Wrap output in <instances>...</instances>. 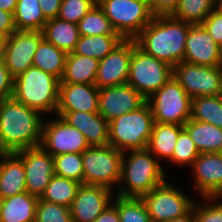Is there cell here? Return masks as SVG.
<instances>
[{"label":"cell","mask_w":222,"mask_h":222,"mask_svg":"<svg viewBox=\"0 0 222 222\" xmlns=\"http://www.w3.org/2000/svg\"><path fill=\"white\" fill-rule=\"evenodd\" d=\"M215 6L216 0H180L171 16L191 25L202 24Z\"/></svg>","instance_id":"cell-33"},{"label":"cell","mask_w":222,"mask_h":222,"mask_svg":"<svg viewBox=\"0 0 222 222\" xmlns=\"http://www.w3.org/2000/svg\"><path fill=\"white\" fill-rule=\"evenodd\" d=\"M190 119L213 124L222 129V99L220 95L192 98Z\"/></svg>","instance_id":"cell-31"},{"label":"cell","mask_w":222,"mask_h":222,"mask_svg":"<svg viewBox=\"0 0 222 222\" xmlns=\"http://www.w3.org/2000/svg\"><path fill=\"white\" fill-rule=\"evenodd\" d=\"M195 173V188L203 197H218L222 193V153H200L191 166Z\"/></svg>","instance_id":"cell-19"},{"label":"cell","mask_w":222,"mask_h":222,"mask_svg":"<svg viewBox=\"0 0 222 222\" xmlns=\"http://www.w3.org/2000/svg\"><path fill=\"white\" fill-rule=\"evenodd\" d=\"M124 39L120 35L80 36L73 53L97 60L104 59Z\"/></svg>","instance_id":"cell-29"},{"label":"cell","mask_w":222,"mask_h":222,"mask_svg":"<svg viewBox=\"0 0 222 222\" xmlns=\"http://www.w3.org/2000/svg\"><path fill=\"white\" fill-rule=\"evenodd\" d=\"M14 153L23 162L27 192L40 198L55 175L53 156L41 146L22 149Z\"/></svg>","instance_id":"cell-13"},{"label":"cell","mask_w":222,"mask_h":222,"mask_svg":"<svg viewBox=\"0 0 222 222\" xmlns=\"http://www.w3.org/2000/svg\"><path fill=\"white\" fill-rule=\"evenodd\" d=\"M145 102L146 99L129 84L105 87L99 89L98 113L110 122L137 110Z\"/></svg>","instance_id":"cell-15"},{"label":"cell","mask_w":222,"mask_h":222,"mask_svg":"<svg viewBox=\"0 0 222 222\" xmlns=\"http://www.w3.org/2000/svg\"><path fill=\"white\" fill-rule=\"evenodd\" d=\"M173 76L191 99L220 95L222 67L200 66L182 61L173 67Z\"/></svg>","instance_id":"cell-11"},{"label":"cell","mask_w":222,"mask_h":222,"mask_svg":"<svg viewBox=\"0 0 222 222\" xmlns=\"http://www.w3.org/2000/svg\"><path fill=\"white\" fill-rule=\"evenodd\" d=\"M141 198L146 204L151 222H168L186 215L194 204V201L166 180Z\"/></svg>","instance_id":"cell-10"},{"label":"cell","mask_w":222,"mask_h":222,"mask_svg":"<svg viewBox=\"0 0 222 222\" xmlns=\"http://www.w3.org/2000/svg\"><path fill=\"white\" fill-rule=\"evenodd\" d=\"M173 76V67L141 50L132 39V57L127 78L146 100L157 92Z\"/></svg>","instance_id":"cell-7"},{"label":"cell","mask_w":222,"mask_h":222,"mask_svg":"<svg viewBox=\"0 0 222 222\" xmlns=\"http://www.w3.org/2000/svg\"><path fill=\"white\" fill-rule=\"evenodd\" d=\"M99 88L95 84L60 83L56 111L98 112Z\"/></svg>","instance_id":"cell-20"},{"label":"cell","mask_w":222,"mask_h":222,"mask_svg":"<svg viewBox=\"0 0 222 222\" xmlns=\"http://www.w3.org/2000/svg\"><path fill=\"white\" fill-rule=\"evenodd\" d=\"M93 4L99 5L103 0H90Z\"/></svg>","instance_id":"cell-52"},{"label":"cell","mask_w":222,"mask_h":222,"mask_svg":"<svg viewBox=\"0 0 222 222\" xmlns=\"http://www.w3.org/2000/svg\"><path fill=\"white\" fill-rule=\"evenodd\" d=\"M80 36L119 35L99 5H95L78 23Z\"/></svg>","instance_id":"cell-34"},{"label":"cell","mask_w":222,"mask_h":222,"mask_svg":"<svg viewBox=\"0 0 222 222\" xmlns=\"http://www.w3.org/2000/svg\"><path fill=\"white\" fill-rule=\"evenodd\" d=\"M114 200L112 202L117 207L120 222H151L148 209L141 197L115 195Z\"/></svg>","instance_id":"cell-35"},{"label":"cell","mask_w":222,"mask_h":222,"mask_svg":"<svg viewBox=\"0 0 222 222\" xmlns=\"http://www.w3.org/2000/svg\"><path fill=\"white\" fill-rule=\"evenodd\" d=\"M195 205L193 204V212L196 222H222V203H213V205Z\"/></svg>","instance_id":"cell-40"},{"label":"cell","mask_w":222,"mask_h":222,"mask_svg":"<svg viewBox=\"0 0 222 222\" xmlns=\"http://www.w3.org/2000/svg\"><path fill=\"white\" fill-rule=\"evenodd\" d=\"M0 199L26 192L22 160L14 152H0Z\"/></svg>","instance_id":"cell-22"},{"label":"cell","mask_w":222,"mask_h":222,"mask_svg":"<svg viewBox=\"0 0 222 222\" xmlns=\"http://www.w3.org/2000/svg\"><path fill=\"white\" fill-rule=\"evenodd\" d=\"M220 51H221V55H222V44H221V46H220Z\"/></svg>","instance_id":"cell-54"},{"label":"cell","mask_w":222,"mask_h":222,"mask_svg":"<svg viewBox=\"0 0 222 222\" xmlns=\"http://www.w3.org/2000/svg\"><path fill=\"white\" fill-rule=\"evenodd\" d=\"M220 97L222 99V84H221V92H220Z\"/></svg>","instance_id":"cell-53"},{"label":"cell","mask_w":222,"mask_h":222,"mask_svg":"<svg viewBox=\"0 0 222 222\" xmlns=\"http://www.w3.org/2000/svg\"><path fill=\"white\" fill-rule=\"evenodd\" d=\"M123 152L110 144L90 146L82 152L83 184L113 189L120 185ZM117 184V185H116Z\"/></svg>","instance_id":"cell-6"},{"label":"cell","mask_w":222,"mask_h":222,"mask_svg":"<svg viewBox=\"0 0 222 222\" xmlns=\"http://www.w3.org/2000/svg\"><path fill=\"white\" fill-rule=\"evenodd\" d=\"M15 31L14 14L0 9V35L10 37Z\"/></svg>","instance_id":"cell-44"},{"label":"cell","mask_w":222,"mask_h":222,"mask_svg":"<svg viewBox=\"0 0 222 222\" xmlns=\"http://www.w3.org/2000/svg\"><path fill=\"white\" fill-rule=\"evenodd\" d=\"M60 80L34 66L14 78L13 97L40 113L55 112Z\"/></svg>","instance_id":"cell-4"},{"label":"cell","mask_w":222,"mask_h":222,"mask_svg":"<svg viewBox=\"0 0 222 222\" xmlns=\"http://www.w3.org/2000/svg\"><path fill=\"white\" fill-rule=\"evenodd\" d=\"M14 77L10 74L4 60H0V102L13 96Z\"/></svg>","instance_id":"cell-42"},{"label":"cell","mask_w":222,"mask_h":222,"mask_svg":"<svg viewBox=\"0 0 222 222\" xmlns=\"http://www.w3.org/2000/svg\"><path fill=\"white\" fill-rule=\"evenodd\" d=\"M6 40L7 37L0 35V60H4Z\"/></svg>","instance_id":"cell-49"},{"label":"cell","mask_w":222,"mask_h":222,"mask_svg":"<svg viewBox=\"0 0 222 222\" xmlns=\"http://www.w3.org/2000/svg\"><path fill=\"white\" fill-rule=\"evenodd\" d=\"M18 0H0V9L5 12L14 13Z\"/></svg>","instance_id":"cell-47"},{"label":"cell","mask_w":222,"mask_h":222,"mask_svg":"<svg viewBox=\"0 0 222 222\" xmlns=\"http://www.w3.org/2000/svg\"><path fill=\"white\" fill-rule=\"evenodd\" d=\"M35 222H72L70 208L49 203L39 198L37 201Z\"/></svg>","instance_id":"cell-37"},{"label":"cell","mask_w":222,"mask_h":222,"mask_svg":"<svg viewBox=\"0 0 222 222\" xmlns=\"http://www.w3.org/2000/svg\"><path fill=\"white\" fill-rule=\"evenodd\" d=\"M94 6L90 0H62L58 18L78 25Z\"/></svg>","instance_id":"cell-39"},{"label":"cell","mask_w":222,"mask_h":222,"mask_svg":"<svg viewBox=\"0 0 222 222\" xmlns=\"http://www.w3.org/2000/svg\"><path fill=\"white\" fill-rule=\"evenodd\" d=\"M39 1L42 13L47 20L58 17L62 0H39Z\"/></svg>","instance_id":"cell-45"},{"label":"cell","mask_w":222,"mask_h":222,"mask_svg":"<svg viewBox=\"0 0 222 222\" xmlns=\"http://www.w3.org/2000/svg\"><path fill=\"white\" fill-rule=\"evenodd\" d=\"M154 124L147 102L109 122V144L121 152L147 149Z\"/></svg>","instance_id":"cell-5"},{"label":"cell","mask_w":222,"mask_h":222,"mask_svg":"<svg viewBox=\"0 0 222 222\" xmlns=\"http://www.w3.org/2000/svg\"><path fill=\"white\" fill-rule=\"evenodd\" d=\"M13 14L17 31H42L48 21L39 0H18Z\"/></svg>","instance_id":"cell-30"},{"label":"cell","mask_w":222,"mask_h":222,"mask_svg":"<svg viewBox=\"0 0 222 222\" xmlns=\"http://www.w3.org/2000/svg\"><path fill=\"white\" fill-rule=\"evenodd\" d=\"M40 112L13 96L0 102V152L38 147L42 140Z\"/></svg>","instance_id":"cell-1"},{"label":"cell","mask_w":222,"mask_h":222,"mask_svg":"<svg viewBox=\"0 0 222 222\" xmlns=\"http://www.w3.org/2000/svg\"><path fill=\"white\" fill-rule=\"evenodd\" d=\"M56 114L82 132L90 146L109 144V122L98 112L56 111Z\"/></svg>","instance_id":"cell-21"},{"label":"cell","mask_w":222,"mask_h":222,"mask_svg":"<svg viewBox=\"0 0 222 222\" xmlns=\"http://www.w3.org/2000/svg\"><path fill=\"white\" fill-rule=\"evenodd\" d=\"M99 62L84 55L68 53L60 83L95 84Z\"/></svg>","instance_id":"cell-24"},{"label":"cell","mask_w":222,"mask_h":222,"mask_svg":"<svg viewBox=\"0 0 222 222\" xmlns=\"http://www.w3.org/2000/svg\"><path fill=\"white\" fill-rule=\"evenodd\" d=\"M132 57V39H124L104 59L100 60L95 85L105 87L127 84Z\"/></svg>","instance_id":"cell-16"},{"label":"cell","mask_w":222,"mask_h":222,"mask_svg":"<svg viewBox=\"0 0 222 222\" xmlns=\"http://www.w3.org/2000/svg\"><path fill=\"white\" fill-rule=\"evenodd\" d=\"M80 185L76 180L54 175L40 199L70 208Z\"/></svg>","instance_id":"cell-32"},{"label":"cell","mask_w":222,"mask_h":222,"mask_svg":"<svg viewBox=\"0 0 222 222\" xmlns=\"http://www.w3.org/2000/svg\"><path fill=\"white\" fill-rule=\"evenodd\" d=\"M204 29L218 46L222 44V16L214 9L202 22Z\"/></svg>","instance_id":"cell-41"},{"label":"cell","mask_w":222,"mask_h":222,"mask_svg":"<svg viewBox=\"0 0 222 222\" xmlns=\"http://www.w3.org/2000/svg\"><path fill=\"white\" fill-rule=\"evenodd\" d=\"M43 38L42 31H15L7 37L4 62L14 78L33 66V57Z\"/></svg>","instance_id":"cell-14"},{"label":"cell","mask_w":222,"mask_h":222,"mask_svg":"<svg viewBox=\"0 0 222 222\" xmlns=\"http://www.w3.org/2000/svg\"><path fill=\"white\" fill-rule=\"evenodd\" d=\"M42 32L48 42L67 54L74 51L80 38L78 25L61 20L58 17L49 19Z\"/></svg>","instance_id":"cell-26"},{"label":"cell","mask_w":222,"mask_h":222,"mask_svg":"<svg viewBox=\"0 0 222 222\" xmlns=\"http://www.w3.org/2000/svg\"><path fill=\"white\" fill-rule=\"evenodd\" d=\"M199 153L222 152V129L209 123L189 119L184 124Z\"/></svg>","instance_id":"cell-25"},{"label":"cell","mask_w":222,"mask_h":222,"mask_svg":"<svg viewBox=\"0 0 222 222\" xmlns=\"http://www.w3.org/2000/svg\"><path fill=\"white\" fill-rule=\"evenodd\" d=\"M54 173L62 178H69L83 184L82 153H64L53 156Z\"/></svg>","instance_id":"cell-36"},{"label":"cell","mask_w":222,"mask_h":222,"mask_svg":"<svg viewBox=\"0 0 222 222\" xmlns=\"http://www.w3.org/2000/svg\"><path fill=\"white\" fill-rule=\"evenodd\" d=\"M38 199L27 191L0 199V222H35Z\"/></svg>","instance_id":"cell-23"},{"label":"cell","mask_w":222,"mask_h":222,"mask_svg":"<svg viewBox=\"0 0 222 222\" xmlns=\"http://www.w3.org/2000/svg\"><path fill=\"white\" fill-rule=\"evenodd\" d=\"M67 53L43 38L33 57V66L61 80Z\"/></svg>","instance_id":"cell-28"},{"label":"cell","mask_w":222,"mask_h":222,"mask_svg":"<svg viewBox=\"0 0 222 222\" xmlns=\"http://www.w3.org/2000/svg\"><path fill=\"white\" fill-rule=\"evenodd\" d=\"M190 25L171 15L154 16L135 41L146 54L174 67L184 60Z\"/></svg>","instance_id":"cell-2"},{"label":"cell","mask_w":222,"mask_h":222,"mask_svg":"<svg viewBox=\"0 0 222 222\" xmlns=\"http://www.w3.org/2000/svg\"><path fill=\"white\" fill-rule=\"evenodd\" d=\"M215 10L222 16V0H216Z\"/></svg>","instance_id":"cell-50"},{"label":"cell","mask_w":222,"mask_h":222,"mask_svg":"<svg viewBox=\"0 0 222 222\" xmlns=\"http://www.w3.org/2000/svg\"><path fill=\"white\" fill-rule=\"evenodd\" d=\"M94 222H120L117 207L113 203L109 204Z\"/></svg>","instance_id":"cell-46"},{"label":"cell","mask_w":222,"mask_h":222,"mask_svg":"<svg viewBox=\"0 0 222 222\" xmlns=\"http://www.w3.org/2000/svg\"><path fill=\"white\" fill-rule=\"evenodd\" d=\"M180 0H147L154 16H169L176 10Z\"/></svg>","instance_id":"cell-43"},{"label":"cell","mask_w":222,"mask_h":222,"mask_svg":"<svg viewBox=\"0 0 222 222\" xmlns=\"http://www.w3.org/2000/svg\"><path fill=\"white\" fill-rule=\"evenodd\" d=\"M168 222H196V218L193 209H191L186 215L174 218Z\"/></svg>","instance_id":"cell-48"},{"label":"cell","mask_w":222,"mask_h":222,"mask_svg":"<svg viewBox=\"0 0 222 222\" xmlns=\"http://www.w3.org/2000/svg\"><path fill=\"white\" fill-rule=\"evenodd\" d=\"M182 125L154 122L147 149L159 158L172 159Z\"/></svg>","instance_id":"cell-27"},{"label":"cell","mask_w":222,"mask_h":222,"mask_svg":"<svg viewBox=\"0 0 222 222\" xmlns=\"http://www.w3.org/2000/svg\"><path fill=\"white\" fill-rule=\"evenodd\" d=\"M191 101L174 76L146 100L154 122L182 126L190 119Z\"/></svg>","instance_id":"cell-8"},{"label":"cell","mask_w":222,"mask_h":222,"mask_svg":"<svg viewBox=\"0 0 222 222\" xmlns=\"http://www.w3.org/2000/svg\"><path fill=\"white\" fill-rule=\"evenodd\" d=\"M199 151L195 146V143L191 139L189 133L183 128L175 145L171 162H175L177 164H186L192 166L194 160L198 157Z\"/></svg>","instance_id":"cell-38"},{"label":"cell","mask_w":222,"mask_h":222,"mask_svg":"<svg viewBox=\"0 0 222 222\" xmlns=\"http://www.w3.org/2000/svg\"><path fill=\"white\" fill-rule=\"evenodd\" d=\"M222 198V193L218 196V197H203L204 199H206L207 201H217L219 198Z\"/></svg>","instance_id":"cell-51"},{"label":"cell","mask_w":222,"mask_h":222,"mask_svg":"<svg viewBox=\"0 0 222 222\" xmlns=\"http://www.w3.org/2000/svg\"><path fill=\"white\" fill-rule=\"evenodd\" d=\"M99 6L123 39H135L154 18L147 0H103Z\"/></svg>","instance_id":"cell-9"},{"label":"cell","mask_w":222,"mask_h":222,"mask_svg":"<svg viewBox=\"0 0 222 222\" xmlns=\"http://www.w3.org/2000/svg\"><path fill=\"white\" fill-rule=\"evenodd\" d=\"M129 154L125 158L123 152L120 183L125 180L126 187H118V196L142 197L165 181L162 166L148 149L130 150Z\"/></svg>","instance_id":"cell-3"},{"label":"cell","mask_w":222,"mask_h":222,"mask_svg":"<svg viewBox=\"0 0 222 222\" xmlns=\"http://www.w3.org/2000/svg\"><path fill=\"white\" fill-rule=\"evenodd\" d=\"M40 146L52 156L64 153H82L90 147L85 136L60 116L44 122Z\"/></svg>","instance_id":"cell-12"},{"label":"cell","mask_w":222,"mask_h":222,"mask_svg":"<svg viewBox=\"0 0 222 222\" xmlns=\"http://www.w3.org/2000/svg\"><path fill=\"white\" fill-rule=\"evenodd\" d=\"M183 61L200 66L222 67L220 46L202 24L190 25Z\"/></svg>","instance_id":"cell-17"},{"label":"cell","mask_w":222,"mask_h":222,"mask_svg":"<svg viewBox=\"0 0 222 222\" xmlns=\"http://www.w3.org/2000/svg\"><path fill=\"white\" fill-rule=\"evenodd\" d=\"M112 192L102 186L81 184L70 206L72 222H94L111 204Z\"/></svg>","instance_id":"cell-18"}]
</instances>
